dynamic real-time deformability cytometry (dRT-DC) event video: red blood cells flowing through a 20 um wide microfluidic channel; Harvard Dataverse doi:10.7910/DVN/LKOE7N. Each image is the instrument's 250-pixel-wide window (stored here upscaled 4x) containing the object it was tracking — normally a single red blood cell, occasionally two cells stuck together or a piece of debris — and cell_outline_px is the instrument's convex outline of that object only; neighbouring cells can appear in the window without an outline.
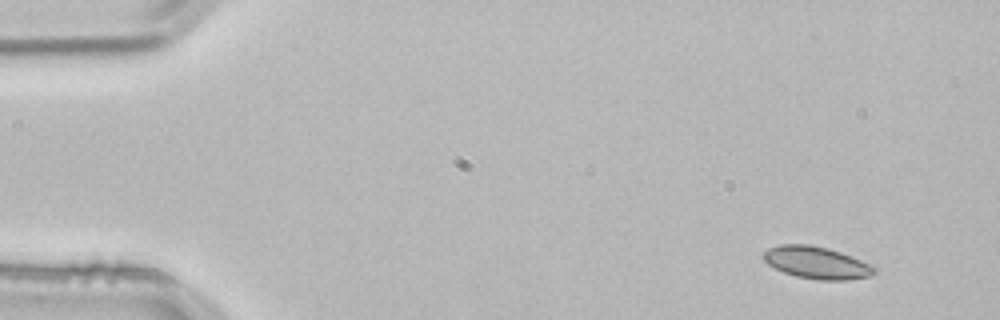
{"species": "common noctule bat (a hibernating species)", "species_latin": "Nyctalus noctula", "temperature_condition": "room temperature", "stored_images_in_passage": 3, "camera_frame_rate_fps": 3000, "um_per_image_px": 0.085, "animal": {"sex": "male", "body_mass_g": 21.5, "forearm_length_mm": 52.0}, "frame": {"image": 1, "passage_image": 1, "time_ms": 0.0, "image_size_px": [1000, 320], "cell_outline_px": [[876, 272], [872, 276], [848, 280], [820, 280], [796, 276], [784, 272], [768, 264], [760, 256], [768, 248], [780, 244], [808, 244], [828, 248], [852, 256], [876, 268]], "centroid_in_image_um": [69.4, 22.32], "position_along_channel_um": 15.6, "area_um2": 20.81}}
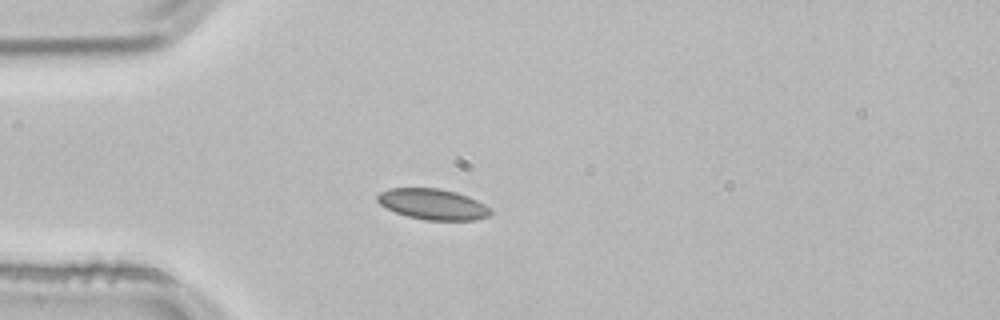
{"frame": {"image": 2, "passage_image": 3, "time_ms": 0.667, "image_size_px": [1000, 320], "cell_outline_px": [[492, 212], [488, 216], [476, 220], [424, 220], [408, 216], [396, 212], [380, 204], [376, 200], [376, 196], [380, 192], [388, 188], [440, 188], [456, 192], [468, 196], [492, 208]], "centroid_in_image_um": [36.8, 17.35], "position_along_channel_um": 48.2, "area_um2": 20.35}}